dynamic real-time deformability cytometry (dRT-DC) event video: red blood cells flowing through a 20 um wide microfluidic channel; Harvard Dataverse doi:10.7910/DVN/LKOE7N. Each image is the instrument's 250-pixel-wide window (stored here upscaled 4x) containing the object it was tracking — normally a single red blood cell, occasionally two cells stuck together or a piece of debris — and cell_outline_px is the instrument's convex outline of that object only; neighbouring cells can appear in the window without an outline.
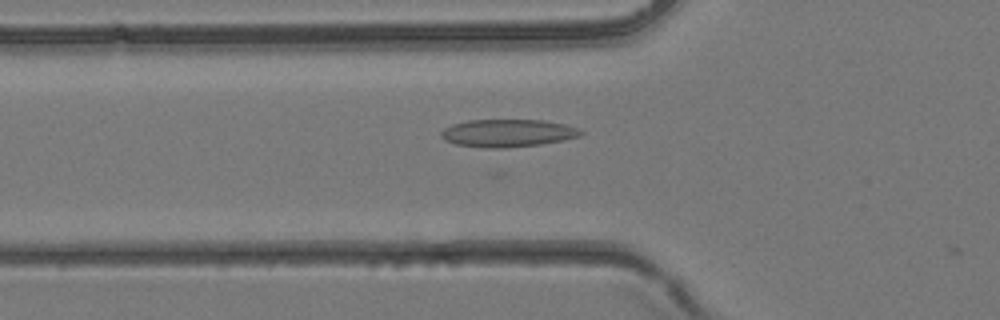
{"species": "common noctule bat (a hibernating species)", "species_latin": "Nyctalus noctula", "temperature_condition": "room temperature", "stored_images_in_passage": 28, "camera_frame_rate_fps": 3000, "um_per_image_px": 0.085, "animal": {"sex": "female", "body_mass_g": 24.6, "forearm_length_mm": 56.2}, "frame": {"image": 1, "passage_image": 3, "time_ms": 0.667, "image_size_px": [1000, 320], "cell_outline_px": [[584, 132], [580, 136], [564, 140], [540, 144], [504, 148], [484, 148], [456, 144], [444, 140], [440, 136], [440, 132], [444, 128], [452, 124], [468, 120], [544, 120], [564, 124], [580, 128]], "centroid_in_image_um": [43.15, 11.31], "position_along_channel_um": 82.6, "area_um2": 22.66}}
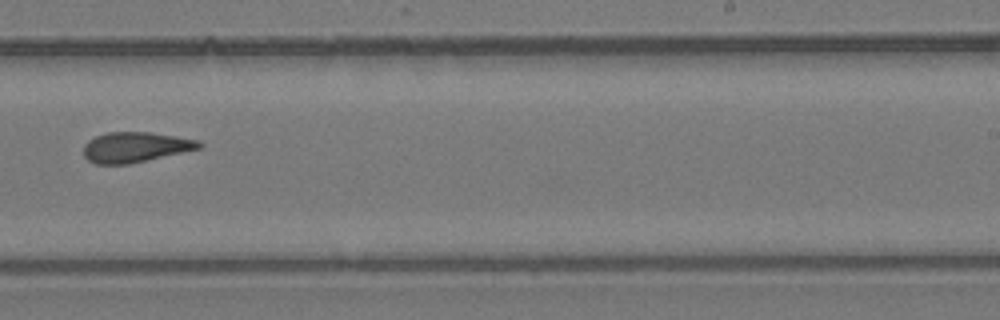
{"frame": {"image": 2, "passage_image": 14, "time_ms": 4.333, "image_size_px": [1000, 320], "cell_outline_px": [[204, 144], [200, 148], [128, 164], [96, 164], [88, 160], [84, 156], [84, 144], [88, 140], [96, 136], [108, 132], [152, 132], [200, 140]], "centroid_in_image_um": [11.5, 12.5], "position_along_channel_um": 277.5, "area_um2": 20.29}}
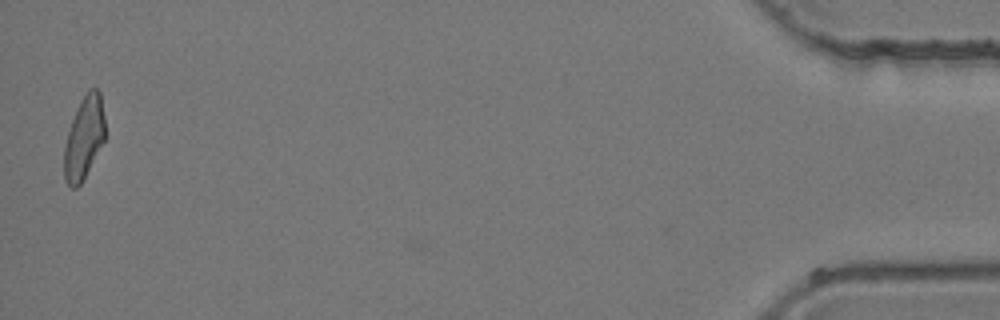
{"frame": {"image": 3, "passage_image": 28, "time_ms": 9.0, "image_size_px": [1000, 320], "cell_outline_px": [[104, 140], [80, 184], [76, 188], [72, 188], [64, 180], [64, 148], [68, 132], [76, 108], [80, 100], [88, 88], [96, 88], [100, 92], [104, 116]], "centroid_in_image_um": [7.13, 11.68], "position_along_channel_um": 428.1, "area_um2": 19.42}}